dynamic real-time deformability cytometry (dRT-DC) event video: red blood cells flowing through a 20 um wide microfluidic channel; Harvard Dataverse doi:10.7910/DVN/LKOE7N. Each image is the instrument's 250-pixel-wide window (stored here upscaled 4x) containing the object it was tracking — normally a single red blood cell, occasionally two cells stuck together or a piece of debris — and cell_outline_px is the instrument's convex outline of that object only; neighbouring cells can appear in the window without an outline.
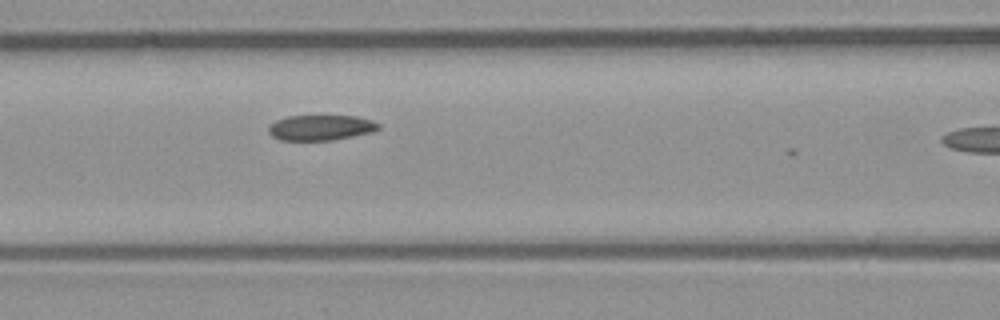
{"species": "common noctule bat (a hibernating species)", "species_latin": "Nyctalus noctula", "temperature_condition": "room temperature", "stored_images_in_passage": 19, "camera_frame_rate_fps": 3000, "um_per_image_px": 0.085, "animal": {"sex": "male", "body_mass_g": 23.1, "forearm_length_mm": 52.7}, "frame": {"image": 1, "passage_image": 18, "time_ms": 5.667, "image_size_px": [1000, 320], "cell_outline_px": [[380, 128], [372, 132], [332, 140], [280, 140], [272, 136], [268, 132], [268, 128], [276, 120], [288, 116], [356, 116], [372, 120], [380, 124]], "centroid_in_image_um": [27.27, 10.85], "position_along_channel_um": 139.3, "area_um2": 16.18}}